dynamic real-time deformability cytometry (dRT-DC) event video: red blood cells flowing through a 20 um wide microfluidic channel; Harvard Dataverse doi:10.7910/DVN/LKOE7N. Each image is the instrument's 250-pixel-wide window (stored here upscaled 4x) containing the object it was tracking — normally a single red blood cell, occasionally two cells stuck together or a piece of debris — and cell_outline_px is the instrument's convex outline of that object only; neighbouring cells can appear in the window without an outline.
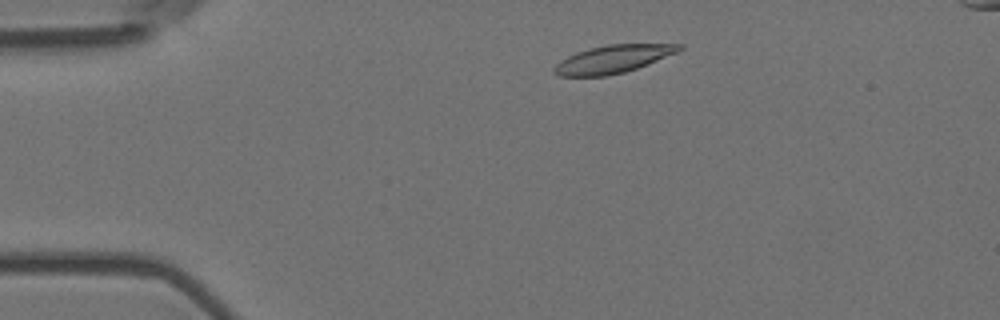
{"species": "Egyptian fruit bat (a non-hibernating species)", "species_latin": "Rousettus aegyptiacus", "temperature_condition": "room temperature", "stored_images_in_passage": 50, "camera_frame_rate_fps": 3000, "um_per_image_px": 0.085, "animal": {"sex": "female"}, "frame": {"image": 1, "passage_image": 5, "time_ms": 1.333, "image_size_px": [1000, 320], "cell_outline_px": [[684, 48], [676, 52], [636, 68], [624, 72], [608, 76], [560, 76], [552, 72], [552, 68], [560, 60], [576, 52], [588, 48], [608, 44], [684, 44]], "centroid_in_image_um": [52.04, 5.02], "position_along_channel_um": 33.0, "area_um2": 20.17}}
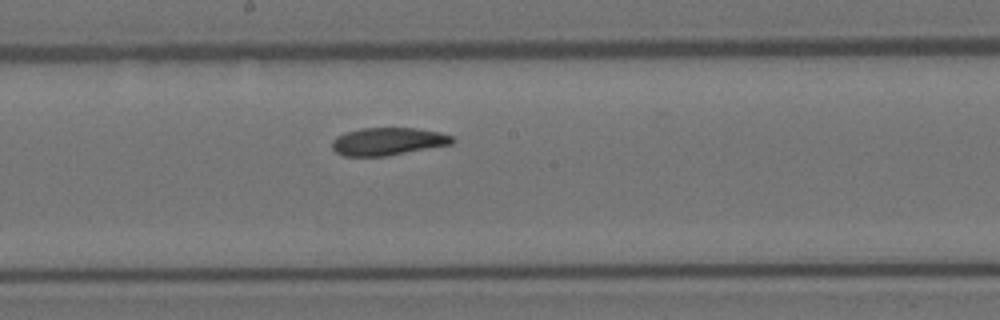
{"frame": {"image": 2, "passage_image": 24, "time_ms": 7.667, "image_size_px": [1000, 320], "cell_outline_px": [[456, 140], [452, 144], [384, 156], [344, 156], [336, 152], [332, 148], [332, 140], [336, 136], [360, 128], [416, 128], [440, 132], [452, 136]], "centroid_in_image_um": [32.97, 12.01], "position_along_channel_um": 215.2, "area_um2": 19.31}}
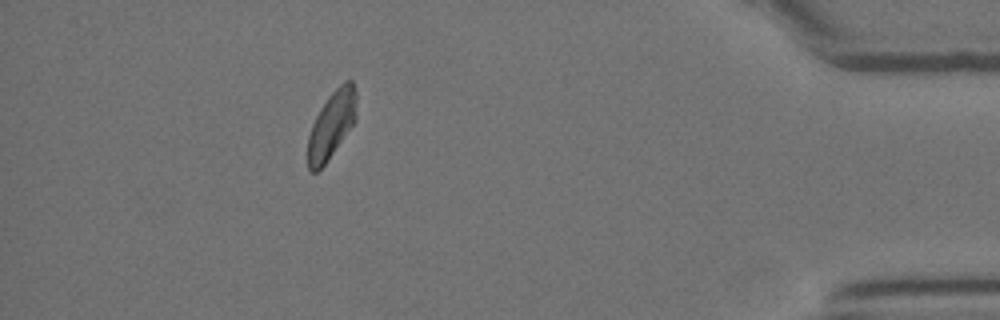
{"frame": {"image": 3, "passage_image": 44, "time_ms": 14.333, "image_size_px": [1000, 320], "cell_outline_px": [[356, 120], [324, 164], [316, 172], [312, 172], [308, 168], [308, 136], [312, 124], [320, 108], [328, 96], [344, 80], [352, 80], [356, 92]], "centroid_in_image_um": [28.19, 10.56], "position_along_channel_um": 407.0, "area_um2": 18.79}, "authors_computed_cell_mechanics": {"area_um2": 19.9121, "velocity_mm_per_s": 3.6404, "shape_relaxation_time_tau1_ms": 9.6498, "shape_relaxation_time_tau2_ms": 10.2314, "deformation_change_tau1": 0.2071, "deformation_change_tau2": 0.1789}}